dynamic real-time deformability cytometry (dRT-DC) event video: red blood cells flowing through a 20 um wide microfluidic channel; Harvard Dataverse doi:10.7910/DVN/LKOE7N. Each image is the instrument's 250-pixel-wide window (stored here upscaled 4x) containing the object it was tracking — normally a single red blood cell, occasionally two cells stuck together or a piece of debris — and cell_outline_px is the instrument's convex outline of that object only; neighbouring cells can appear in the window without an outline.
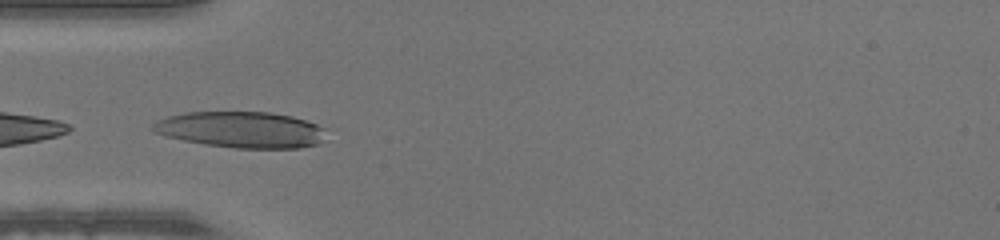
{"species": "human", "species_latin": "Homo sapiens", "temperature_condition": "warm", "stored_images_in_passage": 34, "camera_frame_rate_fps": 3000, "um_per_image_px": 0.085, "donor": {"sex": "male"}, "frame": {"image": 1, "passage_image": 1, "time_ms": 0.0, "image_size_px": [1000, 240], "cell_outline_px": [[324, 128], [320, 144], [300, 148], [236, 148], [204, 144], [164, 136], [152, 132], [152, 124], [156, 120], [168, 116], [184, 112], [268, 112], [292, 116], [316, 124]], "centroid_in_image_um": [20.44, 11.02], "position_along_channel_um": 64.6, "area_um2": 36.53}}
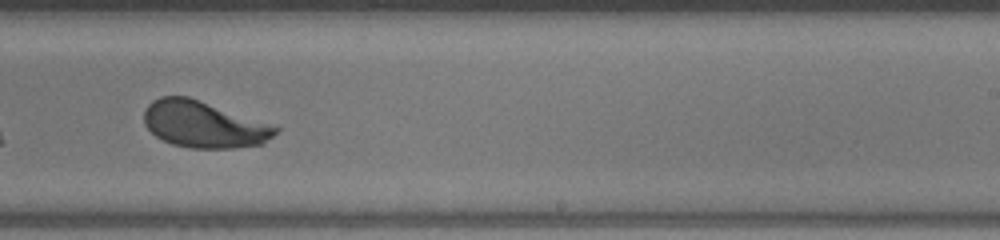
{"frame": {"image": 2, "passage_image": 16, "time_ms": 5.0, "image_size_px": [1000, 240], "cell_outline_px": [[280, 128], [264, 144], [232, 148], [192, 148], [172, 144], [156, 136], [144, 124], [144, 112], [148, 104], [152, 100], [160, 96], [188, 96]], "centroid_in_image_um": [17.28, 10.58], "position_along_channel_um": 271.7, "area_um2": 35.2}}
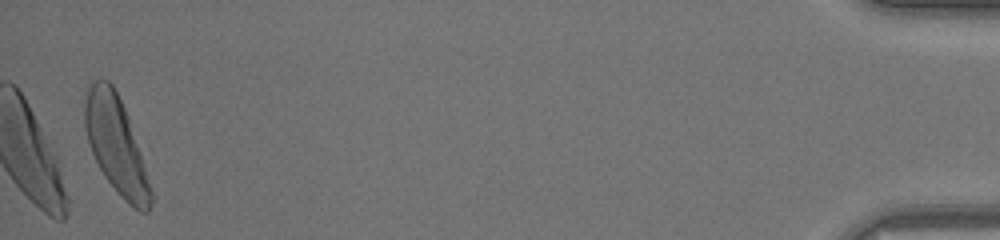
{"frame": {"image": 3, "passage_image": 34, "time_ms": 11.0, "image_size_px": [1000, 240], "cell_outline_px": [[152, 200], [148, 212], [140, 212], [128, 204], [120, 196], [104, 176], [88, 144], [84, 128], [84, 96], [88, 80], [108, 80], [112, 84], [124, 108], [140, 152], [152, 192]], "centroid_in_image_um": [9.81, 12.29], "position_along_channel_um": 425.4, "area_um2": 36.99}}